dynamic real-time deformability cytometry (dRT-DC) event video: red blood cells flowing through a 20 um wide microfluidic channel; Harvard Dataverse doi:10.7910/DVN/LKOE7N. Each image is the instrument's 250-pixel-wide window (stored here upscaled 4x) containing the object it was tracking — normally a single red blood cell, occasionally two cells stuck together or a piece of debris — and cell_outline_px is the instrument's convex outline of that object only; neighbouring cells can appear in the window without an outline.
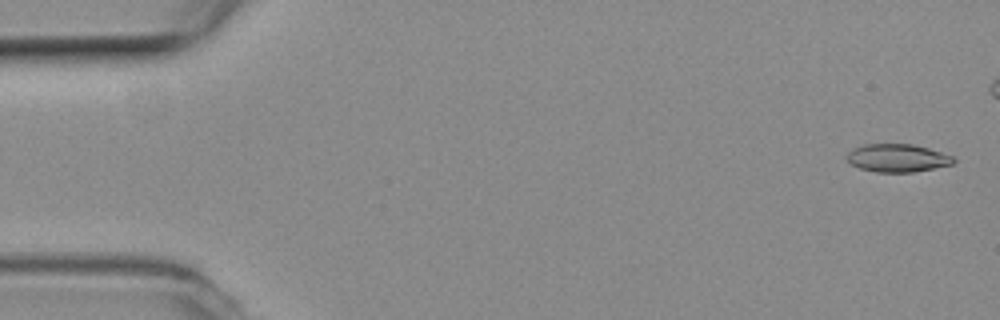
{"species": "common noctule bat (a hibernating species)", "species_latin": "Nyctalus noctula", "temperature_condition": "room temperature", "stored_images_in_passage": 5, "camera_frame_rate_fps": 3000, "um_per_image_px": 0.085, "animal": {"sex": "female", "body_mass_g": 19.3, "forearm_length_mm": 54.1}, "frame": {"image": 1, "passage_image": 1, "time_ms": 0.0, "image_size_px": [1000, 320], "cell_outline_px": [[956, 160], [952, 164], [912, 172], [876, 172], [860, 168], [852, 164], [844, 156], [852, 148], [864, 144], [912, 144], [928, 148], [952, 156]], "centroid_in_image_um": [76.23, 13.42], "position_along_channel_um": 8.8, "area_um2": 17.28}}